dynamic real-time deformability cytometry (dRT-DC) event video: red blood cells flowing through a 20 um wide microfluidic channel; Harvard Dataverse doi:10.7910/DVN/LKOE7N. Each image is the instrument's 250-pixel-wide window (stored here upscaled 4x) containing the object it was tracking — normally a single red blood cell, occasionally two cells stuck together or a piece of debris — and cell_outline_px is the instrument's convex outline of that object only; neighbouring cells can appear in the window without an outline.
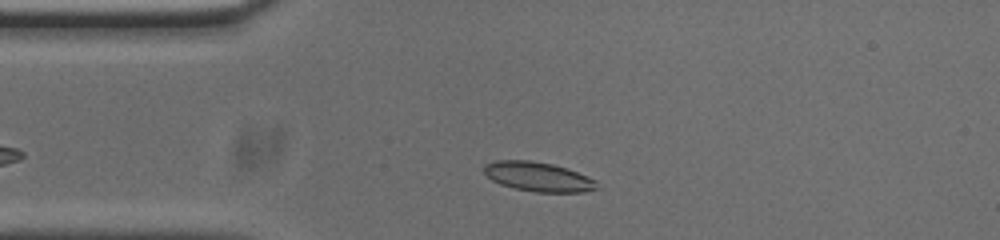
{"species": "common noctule bat (a hibernating species)", "species_latin": "Nyctalus noctula", "temperature_condition": "cold", "stored_images_in_passage": 46, "camera_frame_rate_fps": 3000, "um_per_image_px": 0.085, "animal": {"sex": "male", "body_mass_g": 20.0, "forearm_length_mm": 53.3}, "frame": {"image": 1, "passage_image": 5, "time_ms": 1.333, "image_size_px": [1000, 240], "cell_outline_px": [[600, 188], [584, 192], [536, 192], [516, 188], [500, 184], [492, 180], [484, 172], [484, 164], [496, 160], [528, 160], [552, 164], [588, 176], [596, 180]], "centroid_in_image_um": [45.76, 15.02], "position_along_channel_um": 39.2, "area_um2": 19.25}}
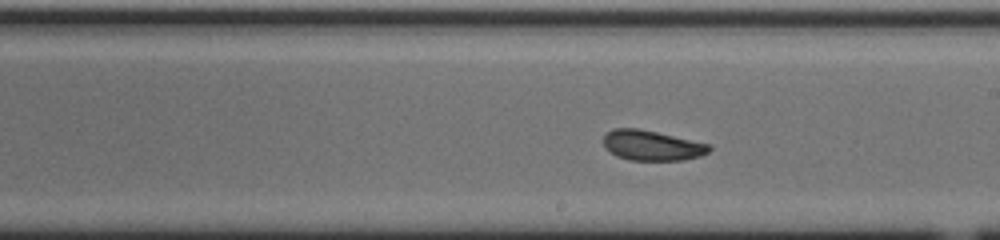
{"frame": {"image": 2, "passage_image": 22, "time_ms": 7.0, "image_size_px": [1000, 240], "cell_outline_px": [[712, 148], [708, 152], [700, 156], [684, 160], [628, 160], [616, 156], [604, 148], [604, 136], [608, 132], [616, 128], [636, 128], [656, 132], [712, 144]], "centroid_in_image_um": [55.43, 12.37], "position_along_channel_um": 233.6, "area_um2": 18.61}}
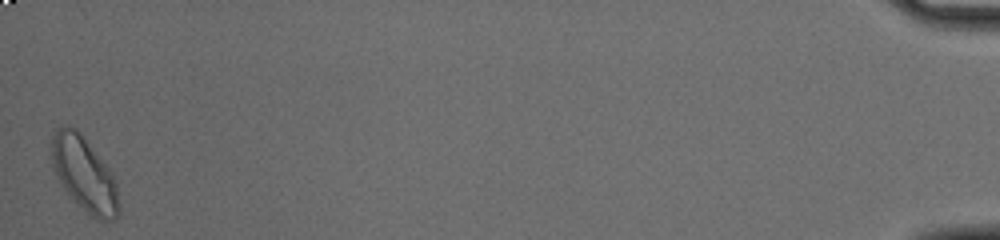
{"frame": {"image": 3, "passage_image": 46, "time_ms": 15.0, "image_size_px": [1000, 240], "cell_outline_px": [[120, 212], [116, 220], [104, 224], [96, 220], [68, 196], [52, 168], [52, 136], [56, 128], [68, 124], [76, 128], [84, 136], [104, 164], [112, 176], [116, 184], [120, 204]], "centroid_in_image_um": [7.17, 14.86], "position_along_channel_um": 428.0, "area_um2": 29.48}, "authors_computed_cell_mechanics": {"area_um2": 19.1029, "velocity_mm_per_s": 3.7562, "shape_relaxation_time_tau1_ms": 7.4562, "shape_relaxation_time_tau2_ms": 1.855, "deformation_change_tau1": 0.1365, "deformation_change_tau2": 0.0645}}